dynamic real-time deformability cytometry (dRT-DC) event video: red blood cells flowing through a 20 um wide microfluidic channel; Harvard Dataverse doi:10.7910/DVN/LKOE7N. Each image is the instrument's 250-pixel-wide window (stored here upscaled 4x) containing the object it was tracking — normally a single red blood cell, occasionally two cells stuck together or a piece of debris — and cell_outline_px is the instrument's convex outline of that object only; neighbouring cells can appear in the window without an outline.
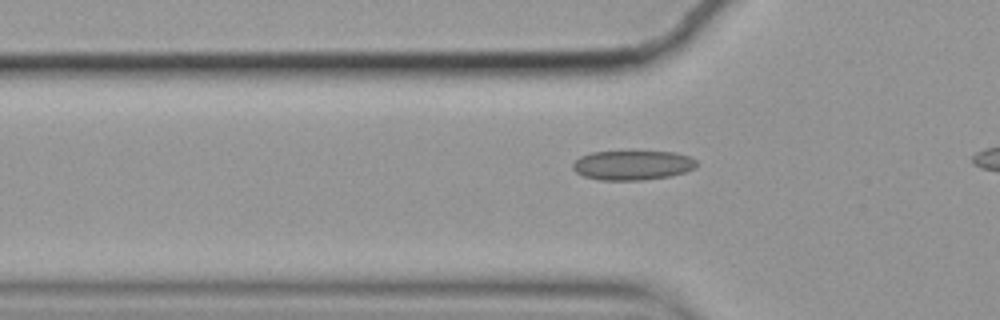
{"species": "common noctule bat (a hibernating species)", "species_latin": "Nyctalus noctula", "temperature_condition": "cold", "stored_images_in_passage": 36, "camera_frame_rate_fps": 3000, "um_per_image_px": 0.085, "animal": {"sex": "female", "body_mass_g": 19.9}, "frame": {"image": 1, "passage_image": 8, "time_ms": 2.333, "image_size_px": [1000, 320], "cell_outline_px": [[696, 168], [684, 172], [668, 176], [644, 180], [600, 180], [584, 176], [576, 172], [572, 168], [572, 164], [580, 156], [592, 152], [676, 152], [688, 156], [696, 160]], "centroid_in_image_um": [53.75, 14.04], "position_along_channel_um": 72.0, "area_um2": 21.15}}
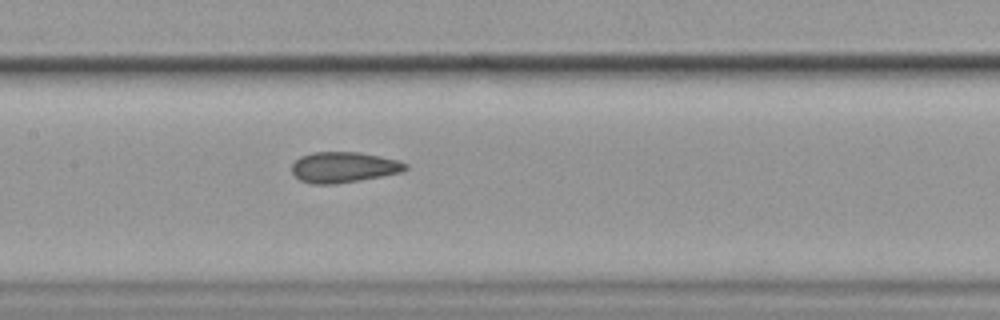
{"frame": {"image": 2, "passage_image": 17, "time_ms": 5.333, "image_size_px": [1000, 320], "cell_outline_px": [[408, 168], [404, 172], [336, 184], [312, 184], [300, 180], [292, 172], [292, 164], [300, 156], [312, 152], [360, 152], [400, 160], [408, 164]], "centroid_in_image_um": [29.24, 14.21], "position_along_channel_um": 178.2, "area_um2": 20.46}}
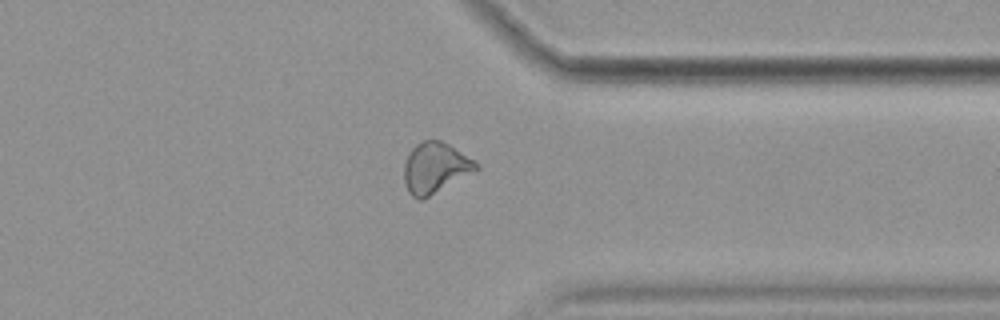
{"frame": {"image": 3, "passage_image": 34, "time_ms": 11.0, "image_size_px": [1000, 320], "cell_outline_px": [[480, 168], [424, 200], [420, 200], [412, 196], [408, 192], [404, 184], [404, 164], [408, 152], [416, 144], [424, 140], [440, 140], [448, 144], [476, 160], [480, 164]], "centroid_in_image_um": [36.99, 14.28], "position_along_channel_um": 374.4, "area_um2": 21.56}}